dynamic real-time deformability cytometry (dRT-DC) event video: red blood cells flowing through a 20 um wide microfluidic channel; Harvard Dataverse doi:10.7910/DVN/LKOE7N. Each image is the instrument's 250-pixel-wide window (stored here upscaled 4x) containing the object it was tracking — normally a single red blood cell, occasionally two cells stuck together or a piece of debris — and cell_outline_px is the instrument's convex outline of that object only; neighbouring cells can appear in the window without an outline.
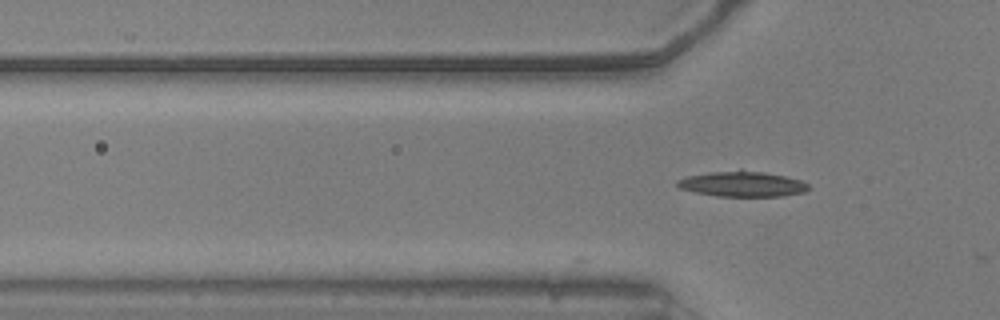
{"species": "common noctule bat (a hibernating species)", "species_latin": "Nyctalus noctula", "temperature_condition": "warm", "stored_images_in_passage": 3, "camera_frame_rate_fps": 3000, "um_per_image_px": 0.085, "animal": {"sex": "male", "body_mass_g": 20.5, "forearm_length_mm": 52.5}, "frame": {"image": 1, "passage_image": 3, "time_ms": 0.667, "image_size_px": [1000, 320], "cell_outline_px": [[812, 188], [804, 192], [780, 196], [716, 196], [696, 192], [680, 188], [676, 184], [676, 180], [688, 176], [708, 172], [740, 168], [764, 172], [784, 176], [800, 180], [808, 184]], "centroid_in_image_um": [63.1, 15.61], "position_along_channel_um": 62.7, "area_um2": 19.65}}